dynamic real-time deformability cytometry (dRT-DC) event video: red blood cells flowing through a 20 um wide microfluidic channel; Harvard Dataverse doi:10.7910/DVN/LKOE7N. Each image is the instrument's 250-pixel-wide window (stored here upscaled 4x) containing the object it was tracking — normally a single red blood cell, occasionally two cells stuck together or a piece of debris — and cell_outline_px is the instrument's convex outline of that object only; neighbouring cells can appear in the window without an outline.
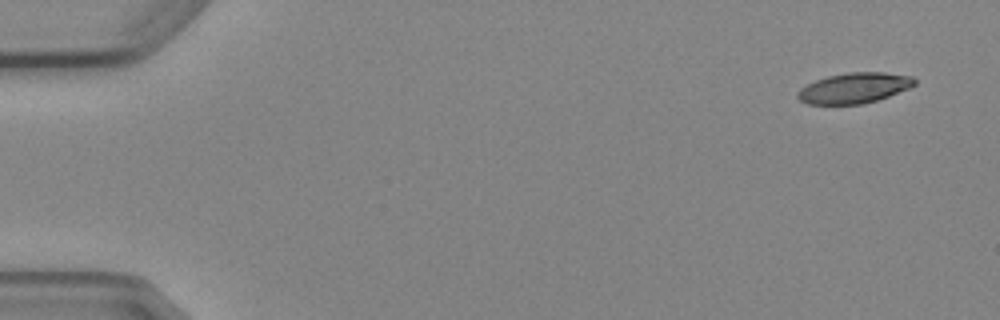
{"species": "Egyptian fruit bat (a non-hibernating species)", "species_latin": "Rousettus aegyptiacus", "temperature_condition": "cold", "stored_images_in_passage": 5, "camera_frame_rate_fps": 3000, "um_per_image_px": 0.085, "animal": {"sex": "female"}, "frame": {"image": 1, "passage_image": 1, "time_ms": 0.0, "image_size_px": [1000, 320], "cell_outline_px": [[916, 84], [908, 88], [888, 96], [864, 104], [808, 104], [800, 100], [796, 96], [796, 92], [800, 88], [816, 80], [828, 76], [848, 72], [884, 72], [912, 76], [916, 80]], "centroid_in_image_um": [72.59, 7.48], "position_along_channel_um": 12.4, "area_um2": 20.69}}
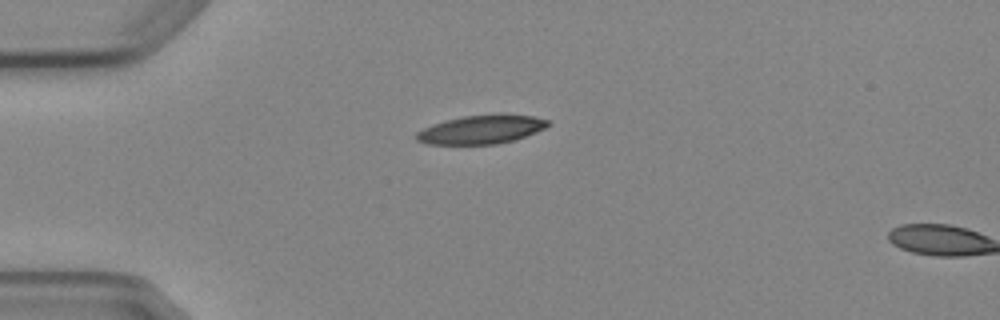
{"frame": {"image": 2, "passage_image": 4, "time_ms": 3.667, "image_size_px": [1000, 320], "cell_outline_px": [[552, 124], [536, 132], [512, 140], [496, 144], [428, 144], [416, 140], [416, 132], [432, 124], [464, 116], [500, 112], [504, 112], [532, 116], [548, 120]], "centroid_in_image_um": [40.94, 10.98], "position_along_channel_um": 44.1, "area_um2": 22.2}}